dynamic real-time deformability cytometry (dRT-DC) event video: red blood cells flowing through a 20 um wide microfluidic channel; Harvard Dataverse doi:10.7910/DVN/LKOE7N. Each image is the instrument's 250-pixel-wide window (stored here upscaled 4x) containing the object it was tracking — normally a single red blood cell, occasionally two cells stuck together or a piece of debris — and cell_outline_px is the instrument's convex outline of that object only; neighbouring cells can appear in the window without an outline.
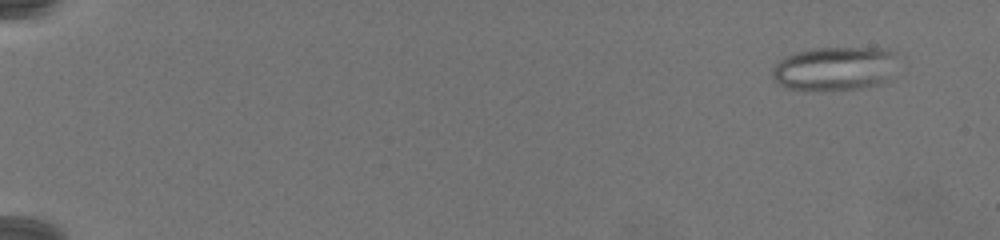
{"species": "common noctule bat (a hibernating species)", "species_latin": "Nyctalus noctula", "temperature_condition": "warm", "stored_images_in_passage": 80, "camera_frame_rate_fps": 3000, "um_per_image_px": 0.085, "animal": {"sex": "female", "body_mass_g": 19.5, "forearm_length_mm": 54.1}, "frame": {"image": 1, "passage_image": 7, "time_ms": 2.0, "image_size_px": [1000, 240], "cell_outline_px": [[896, 52], [884, 80], [876, 84], [860, 88], [784, 88], [776, 84], [772, 76], [772, 68], [776, 60], [784, 56], [796, 52], [816, 48], [888, 48]], "centroid_in_image_um": [70.81, 5.78], "position_along_channel_um": 14.2, "area_um2": 31.04}}
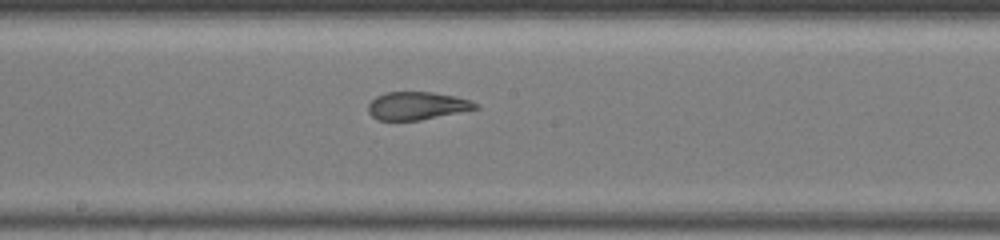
{"frame": {"image": 2, "passage_image": 48, "time_ms": 15.667, "image_size_px": [1000, 240], "cell_outline_px": [[480, 108], [420, 120], [376, 120], [368, 112], [368, 104], [376, 96], [384, 92], [432, 92], [456, 96], [472, 100], [480, 104]], "centroid_in_image_um": [35.47, 8.98], "position_along_channel_um": 212.7, "area_um2": 17.63}}
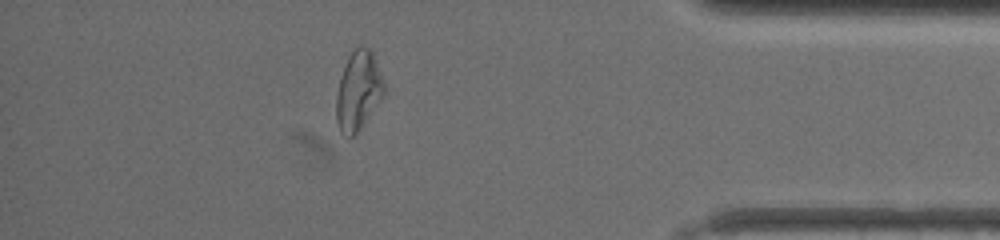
{"frame": {"image": 3, "passage_image": 72, "time_ms": 23.667, "image_size_px": [1000, 240], "cell_outline_px": [[384, 92], [356, 132], [352, 136], [348, 136], [340, 132], [336, 120], [336, 96], [340, 80], [348, 56], [360, 44], [368, 48], [372, 52], [384, 84]], "centroid_in_image_um": [30.41, 7.68], "position_along_channel_um": 404.8, "area_um2": 21.04}}